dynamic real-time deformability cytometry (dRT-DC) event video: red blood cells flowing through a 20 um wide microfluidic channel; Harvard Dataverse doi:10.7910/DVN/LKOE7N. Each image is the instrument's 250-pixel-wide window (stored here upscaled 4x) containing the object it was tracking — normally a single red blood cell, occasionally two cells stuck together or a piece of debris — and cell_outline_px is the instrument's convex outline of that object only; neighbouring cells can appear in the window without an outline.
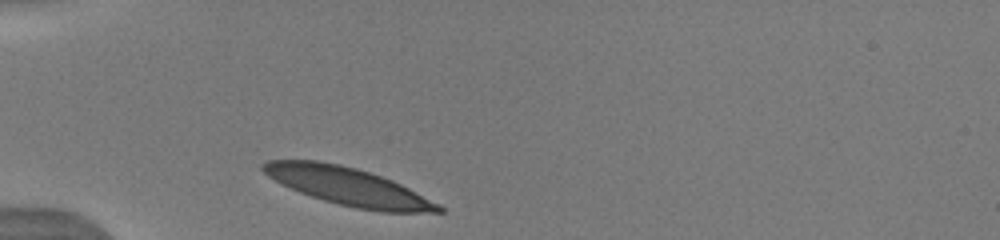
{"species": "human", "species_latin": "Homo sapiens", "temperature_condition": "warm", "stored_images_in_passage": 3, "camera_frame_rate_fps": 3000, "um_per_image_px": 0.085, "donor": {"sex": "male"}, "frame": {"image": 1, "passage_image": 1, "time_ms": 0.0, "image_size_px": [1000, 240], "cell_outline_px": [[444, 212], [380, 212], [356, 208], [324, 200], [300, 192], [268, 176], [260, 168], [260, 164], [268, 160], [320, 160], [340, 164], [356, 168], [392, 180], [440, 204], [444, 208]], "centroid_in_image_um": [29.6, 15.84], "position_along_channel_um": 55.4, "area_um2": 38.21}}